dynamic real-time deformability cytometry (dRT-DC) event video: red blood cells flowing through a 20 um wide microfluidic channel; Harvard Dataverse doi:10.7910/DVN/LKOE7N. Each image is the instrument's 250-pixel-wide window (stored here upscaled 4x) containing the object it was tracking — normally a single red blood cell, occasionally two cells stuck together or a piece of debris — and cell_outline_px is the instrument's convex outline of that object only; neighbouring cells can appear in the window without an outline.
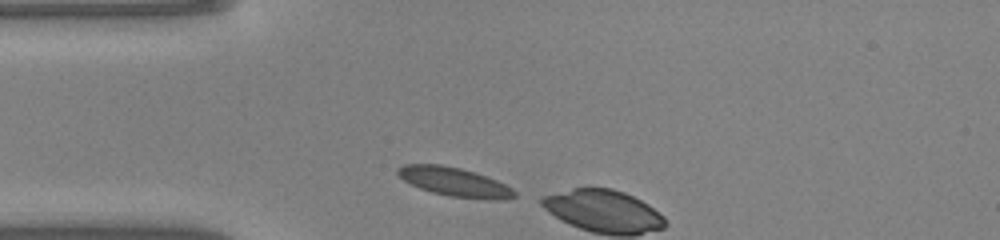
{"species": "common noctule bat (a hibernating species)", "species_latin": "Nyctalus noctula", "temperature_condition": "warm", "stored_images_in_passage": 2, "camera_frame_rate_fps": 3000, "um_per_image_px": 0.085, "animal": {"sex": "male", "body_mass_g": 20.0, "forearm_length_mm": 53.3}, "frame": {"image": 1, "passage_image": 1, "time_ms": 0.0, "image_size_px": [1000, 240], "cell_outline_px": [[516, 196], [500, 200], [496, 200], [452, 196], [432, 192], [420, 188], [404, 180], [396, 172], [396, 168], [404, 164], [440, 164], [460, 168], [496, 180], [512, 188], [516, 192]], "centroid_in_image_um": [38.61, 15.45], "position_along_channel_um": 46.4, "area_um2": 19.31}}